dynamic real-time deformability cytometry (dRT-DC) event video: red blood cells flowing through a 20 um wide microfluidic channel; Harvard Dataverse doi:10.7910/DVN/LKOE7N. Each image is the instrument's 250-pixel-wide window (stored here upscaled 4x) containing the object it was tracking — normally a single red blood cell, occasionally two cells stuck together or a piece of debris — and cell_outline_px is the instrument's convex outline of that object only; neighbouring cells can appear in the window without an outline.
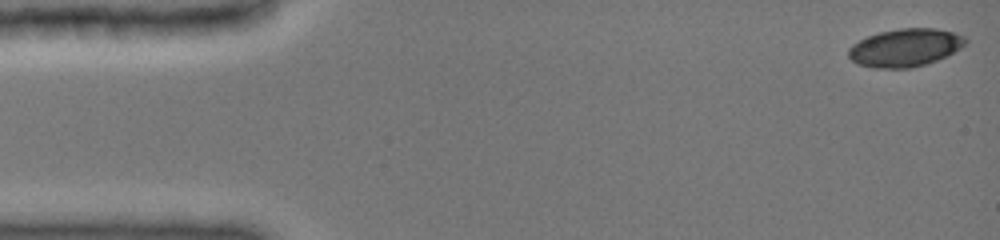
{"species": "common noctule bat (a hibernating species)", "species_latin": "Nyctalus noctula", "temperature_condition": "cold", "stored_images_in_passage": 28, "camera_frame_rate_fps": 3000, "um_per_image_px": 0.085, "animal": {"sex": "female", "body_mass_g": 19.0, "forearm_length_mm": 51.5}, "frame": {"image": 1, "passage_image": 1, "time_ms": 0.0, "image_size_px": [1000, 240], "cell_outline_px": [[968, 44], [936, 60], [912, 68], [872, 68], [860, 64], [852, 60], [848, 56], [848, 48], [852, 44], [868, 36], [880, 32], [900, 28], [936, 28], [952, 32], [964, 36], [968, 40]], "centroid_in_image_um": [76.94, 4.04], "position_along_channel_um": 8.1, "area_um2": 25.72}}
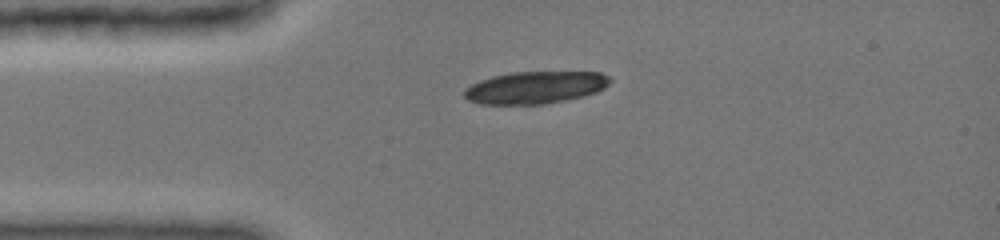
{"frame": {"image": 2, "passage_image": 18, "time_ms": 3.333, "image_size_px": [1000, 240], "cell_outline_px": [[612, 80], [604, 88], [596, 92], [564, 100], [544, 104], [480, 104], [468, 100], [464, 96], [464, 88], [480, 80], [492, 76], [512, 72], [600, 72], [608, 76]], "centroid_in_image_um": [45.47, 7.43], "position_along_channel_um": 39.5, "area_um2": 27.28}}
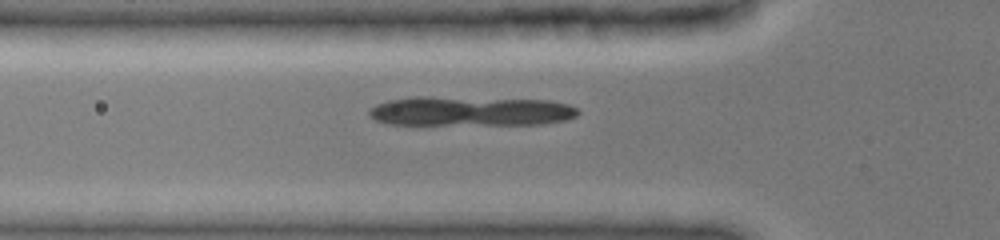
{"frame": {"image": 3, "passage_image": 24, "time_ms": 5.0, "image_size_px": [1000, 240], "cell_outline_px": [[580, 112], [576, 116], [568, 120], [540, 124], [388, 124], [376, 120], [368, 116], [368, 108], [376, 104], [388, 100], [408, 96], [428, 96], [548, 100], [568, 104], [576, 108]], "centroid_in_image_um": [39.94, 9.44], "position_along_channel_um": 85.9, "area_um2": 36.36}}